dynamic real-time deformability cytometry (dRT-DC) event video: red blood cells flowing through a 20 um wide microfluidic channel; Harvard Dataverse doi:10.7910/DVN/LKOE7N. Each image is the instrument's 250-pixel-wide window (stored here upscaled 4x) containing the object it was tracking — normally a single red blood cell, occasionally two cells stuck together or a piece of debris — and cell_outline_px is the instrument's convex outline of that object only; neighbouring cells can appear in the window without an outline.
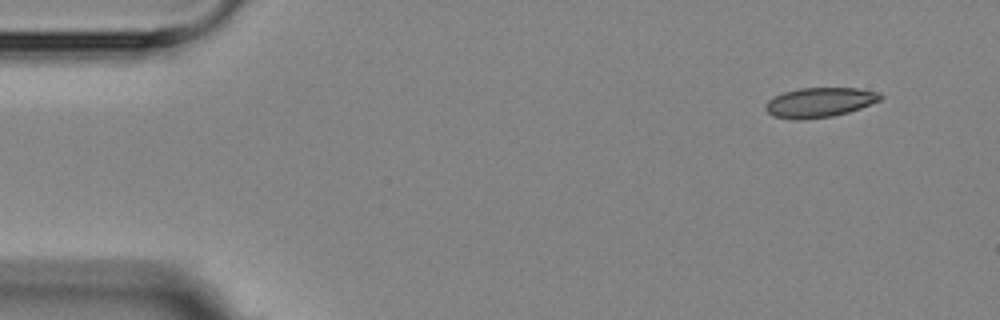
{"species": "Egyptian fruit bat (a non-hibernating species)", "species_latin": "Rousettus aegyptiacus", "temperature_condition": "room temperature", "stored_images_in_passage": 2, "camera_frame_rate_fps": 3000, "um_per_image_px": 0.085, "animal": {"sex": "female"}, "frame": {"image": 1, "passage_image": 2, "time_ms": 2.333, "image_size_px": [1000, 320], "cell_outline_px": [[884, 96], [880, 100], [860, 108], [848, 112], [832, 116], [804, 120], [796, 120], [772, 116], [764, 108], [764, 104], [768, 100], [784, 92], [800, 88], [856, 88], [880, 92]], "centroid_in_image_um": [69.65, 8.71], "position_along_channel_um": 15.3, "area_um2": 19.94}}